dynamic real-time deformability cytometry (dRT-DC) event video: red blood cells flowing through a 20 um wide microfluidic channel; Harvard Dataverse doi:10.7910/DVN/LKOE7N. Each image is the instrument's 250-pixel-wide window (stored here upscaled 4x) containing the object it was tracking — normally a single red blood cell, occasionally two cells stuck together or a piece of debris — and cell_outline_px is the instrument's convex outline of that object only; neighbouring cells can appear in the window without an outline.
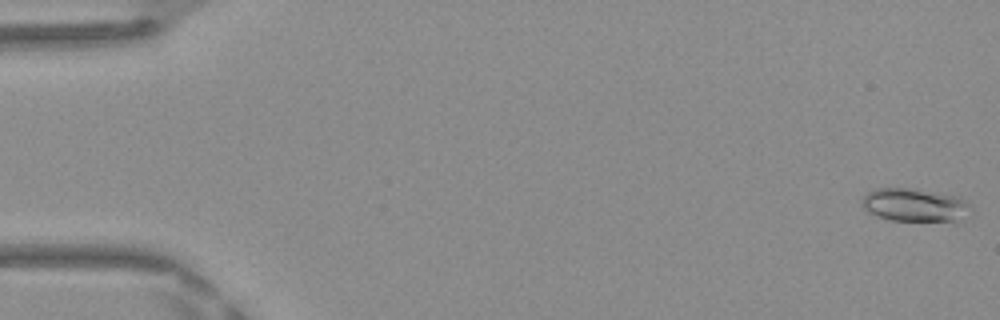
{"species": "Egyptian fruit bat (a non-hibernating species)", "species_latin": "Rousettus aegyptiacus", "temperature_condition": "warm", "stored_images_in_passage": 48, "camera_frame_rate_fps": 3000, "um_per_image_px": 0.085, "frame": {"image": 1, "passage_image": 1, "time_ms": 0.0, "image_size_px": [1000, 320], "cell_outline_px": [[972, 208], [956, 220], [888, 220], [864, 208], [860, 200], [868, 192], [876, 188], [916, 188], [960, 196]], "centroid_in_image_um": [77.72, 17.38], "position_along_channel_um": 7.3, "area_um2": 20.63}}
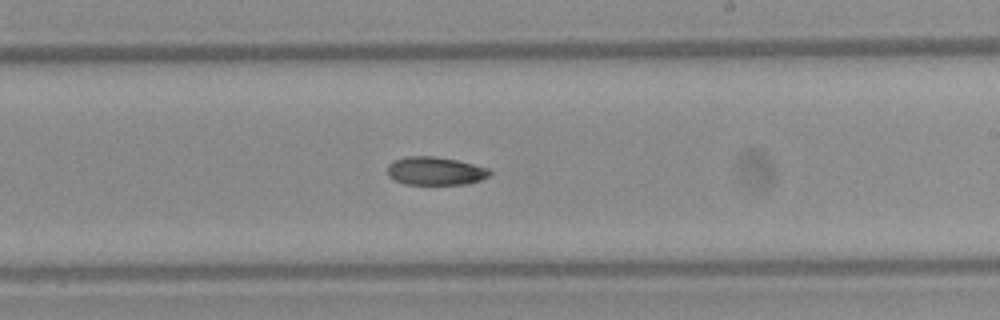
{"frame": {"image": 2, "passage_image": 29, "time_ms": 9.333, "image_size_px": [1000, 320], "cell_outline_px": [[492, 172], [488, 176], [480, 180], [468, 184], [404, 184], [388, 176], [388, 164], [392, 160], [404, 156], [432, 156], [456, 160], [488, 168]], "centroid_in_image_um": [36.97, 14.53], "position_along_channel_um": 252.0, "area_um2": 16.82}}
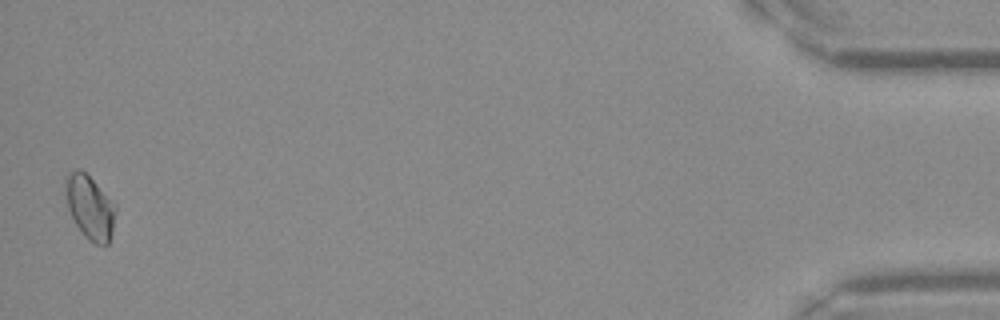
{"frame": {"image": 3, "passage_image": 48, "time_ms": 15.667, "image_size_px": [1000, 320], "cell_outline_px": [[116, 208], [112, 232], [108, 244], [96, 244], [88, 240], [84, 236], [76, 224], [68, 208], [64, 192], [64, 176], [80, 168], [116, 204]], "centroid_in_image_um": [7.62, 17.61], "position_along_channel_um": 427.6, "area_um2": 18.55}}